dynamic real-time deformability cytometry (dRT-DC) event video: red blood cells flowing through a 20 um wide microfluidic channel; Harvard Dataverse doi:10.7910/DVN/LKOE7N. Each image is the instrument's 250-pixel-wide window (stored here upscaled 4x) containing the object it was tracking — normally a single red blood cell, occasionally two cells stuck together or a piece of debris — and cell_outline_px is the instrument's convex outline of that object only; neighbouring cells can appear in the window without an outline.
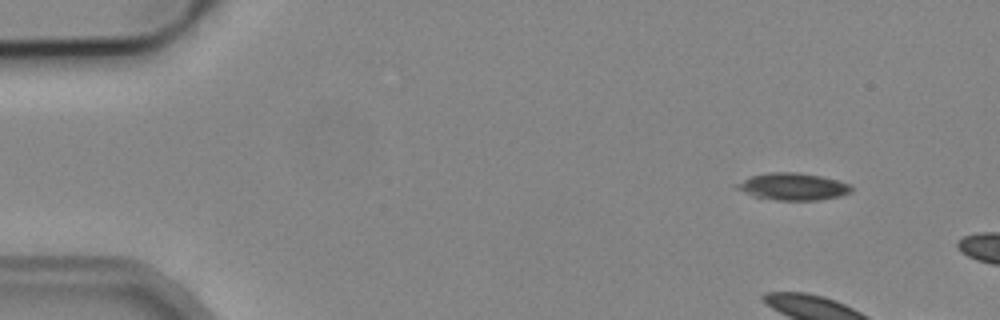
{"species": "common noctule bat (a hibernating species)", "species_latin": "Nyctalus noctula", "temperature_condition": "cold", "stored_images_in_passage": 8, "camera_frame_rate_fps": 3000, "um_per_image_px": 0.085, "animal": {"sex": "male", "body_mass_g": 19.2, "forearm_length_mm": 51.8}, "frame": {"image": 1, "passage_image": 2, "time_ms": 1.0, "image_size_px": [1000, 320], "cell_outline_px": [[852, 192], [840, 196], [820, 200], [776, 200], [752, 196], [736, 188], [732, 184], [752, 176], [768, 172], [800, 172], [820, 176], [852, 184]], "centroid_in_image_um": [67.39, 15.86], "position_along_channel_um": 17.6, "area_um2": 18.26}}